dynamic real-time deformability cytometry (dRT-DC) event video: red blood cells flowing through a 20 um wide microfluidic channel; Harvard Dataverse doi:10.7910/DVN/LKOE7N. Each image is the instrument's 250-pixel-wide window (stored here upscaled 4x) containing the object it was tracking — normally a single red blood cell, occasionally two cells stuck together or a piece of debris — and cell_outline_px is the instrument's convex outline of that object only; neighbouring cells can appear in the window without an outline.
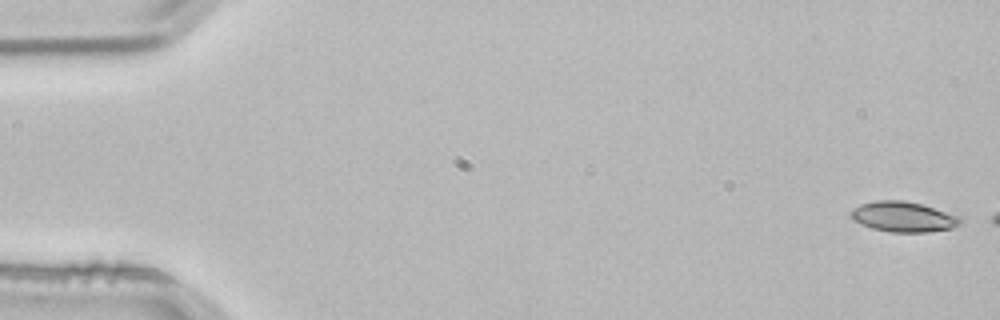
{"species": "common noctule bat (a hibernating species)", "species_latin": "Nyctalus noctula", "temperature_condition": "room temperature", "stored_images_in_passage": 3, "camera_frame_rate_fps": 3000, "um_per_image_px": 0.085, "animal": {"sex": "male", "body_mass_g": 21.5, "forearm_length_mm": 52.0}, "frame": {"image": 1, "passage_image": 1, "time_ms": 0.0, "image_size_px": [1000, 320], "cell_outline_px": [[964, 220], [960, 224], [952, 228], [928, 232], [888, 232], [872, 228], [852, 220], [848, 216], [852, 208], [860, 204], [876, 200], [904, 200], [920, 204], [960, 216]], "centroid_in_image_um": [76.75, 18.43], "position_along_channel_um": 8.2, "area_um2": 19.48}}